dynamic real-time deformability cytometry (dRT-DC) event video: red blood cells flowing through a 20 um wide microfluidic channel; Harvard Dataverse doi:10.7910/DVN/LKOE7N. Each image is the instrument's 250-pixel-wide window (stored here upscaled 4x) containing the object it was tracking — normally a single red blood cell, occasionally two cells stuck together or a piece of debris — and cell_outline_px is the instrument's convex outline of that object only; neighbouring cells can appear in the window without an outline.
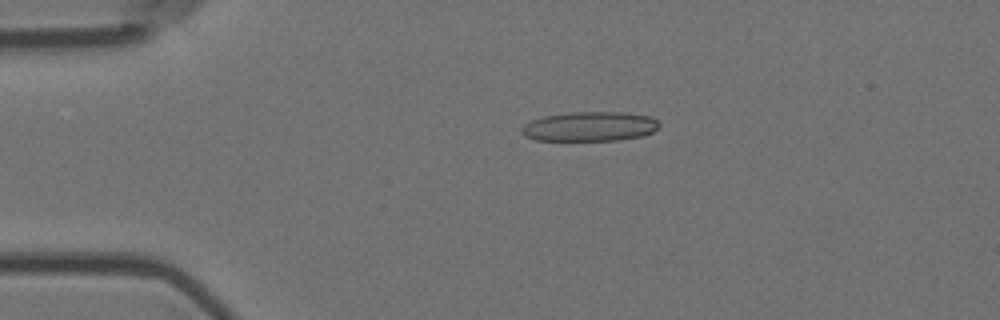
{"species": "Egyptian fruit bat (a non-hibernating species)", "species_latin": "Rousettus aegyptiacus", "temperature_condition": "room temperature", "stored_images_in_passage": 55, "camera_frame_rate_fps": 3000, "um_per_image_px": 0.085, "animal": {"sex": "female"}, "frame": {"image": 1, "passage_image": 12, "time_ms": 3.667, "image_size_px": [1000, 320], "cell_outline_px": [[660, 124], [652, 132], [644, 136], [620, 140], [536, 140], [524, 136], [520, 132], [520, 128], [524, 124], [532, 120], [544, 116], [568, 112], [624, 112], [652, 116]], "centroid_in_image_um": [50.12, 10.75], "position_along_channel_um": 34.9, "area_um2": 23.87}}
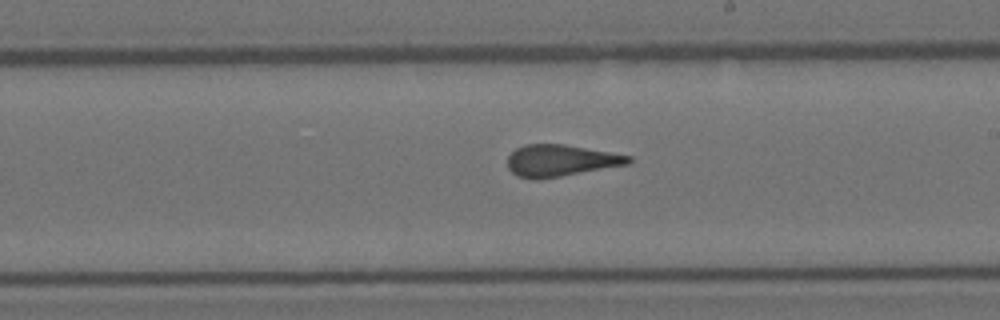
{"frame": {"image": 2, "passage_image": 32, "time_ms": 10.333, "image_size_px": [1000, 320], "cell_outline_px": [[632, 160], [628, 164], [540, 180], [532, 180], [516, 176], [508, 168], [508, 156], [516, 148], [524, 144], [564, 144], [632, 156]], "centroid_in_image_um": [47.61, 13.66], "position_along_channel_um": 241.4, "area_um2": 22.43}}
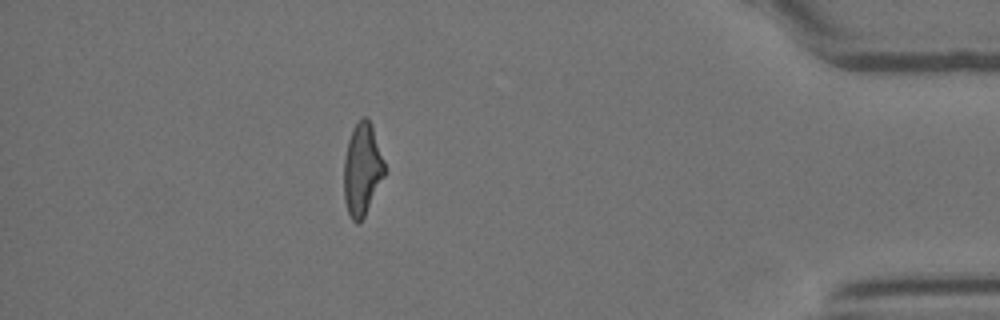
{"frame": {"image": 3, "passage_image": 49, "time_ms": 16.0, "image_size_px": [1000, 320], "cell_outline_px": [[384, 176], [364, 216], [356, 224], [352, 220], [348, 212], [344, 200], [344, 160], [348, 140], [352, 128], [364, 116], [368, 116], [372, 124], [384, 160]], "centroid_in_image_um": [30.78, 14.36], "position_along_channel_um": 404.4, "area_um2": 21.73}, "authors_computed_cell_mechanics": {"area_um2": 23.1778, "velocity_mm_per_s": 3.6859, "shape_relaxation_time_tau1_ms": null, "shape_relaxation_time_tau2_ms": 1.4234, "deformation_change_tau1": null, "deformation_change_tau2": 0.1106}}